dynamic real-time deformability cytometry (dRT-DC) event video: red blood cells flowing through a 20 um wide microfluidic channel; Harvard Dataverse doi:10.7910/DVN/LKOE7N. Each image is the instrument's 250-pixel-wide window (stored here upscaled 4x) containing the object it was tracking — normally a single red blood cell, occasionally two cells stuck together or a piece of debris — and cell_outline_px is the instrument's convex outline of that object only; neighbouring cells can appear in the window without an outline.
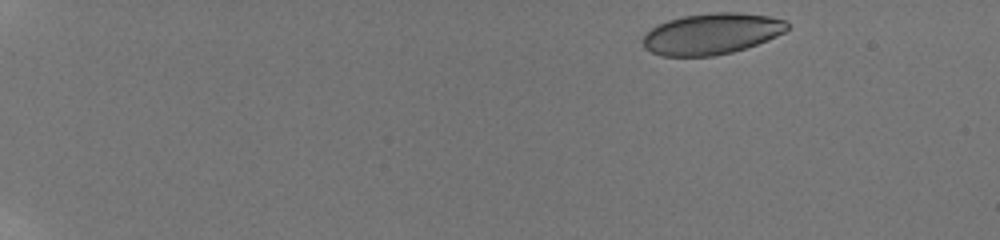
{"species": "human", "species_latin": "Homo sapiens", "temperature_condition": "room temperature", "stored_images_in_passage": 49, "camera_frame_rate_fps": 3000, "um_per_image_px": 0.085, "donor": {"sex": "male"}, "frame": {"image": 1, "passage_image": 1, "time_ms": 0.0, "image_size_px": [1000, 240], "cell_outline_px": [[788, 28], [784, 32], [768, 40], [732, 52], [712, 56], [664, 56], [652, 52], [644, 48], [640, 40], [652, 28], [668, 20], [684, 16], [716, 12], [740, 12], [768, 16], [784, 20], [788, 24]], "centroid_in_image_um": [60.48, 2.87], "position_along_channel_um": 24.5, "area_um2": 34.39}}
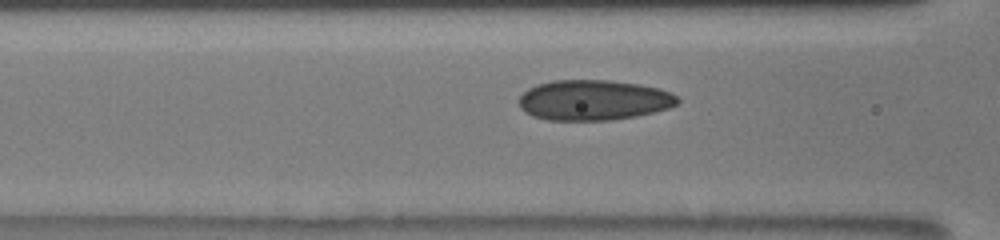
{"frame": {"image": 2, "passage_image": 20, "time_ms": 6.333, "image_size_px": [1000, 240], "cell_outline_px": [[680, 100], [676, 104], [668, 108], [636, 116], [612, 120], [548, 120], [532, 116], [524, 112], [520, 108], [520, 96], [528, 88], [536, 84], [552, 80], [608, 80], [640, 84], [660, 88], [672, 92]], "centroid_in_image_um": [50.45, 8.5], "position_along_channel_um": 116.2, "area_um2": 37.45}}
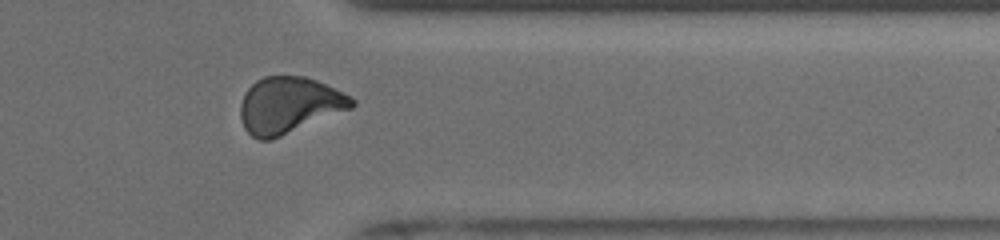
{"frame": {"image": 3, "passage_image": 41, "time_ms": 13.333, "image_size_px": [1000, 240], "cell_outline_px": [[356, 104], [352, 108], [272, 140], [260, 140], [252, 136], [244, 128], [240, 116], [240, 104], [244, 92], [256, 80], [264, 76], [304, 76], [316, 80], [352, 96], [356, 100]], "centroid_in_image_um": [24.57, 8.94], "position_along_channel_um": 386.8, "area_um2": 36.76}, "authors_computed_cell_mechanics": {"area_um2": 35.8938, "velocity_mm_per_s": 3.8866, "shape_relaxation_time_tau1_ms": 8.4089, "shape_relaxation_time_tau2_ms": 1.6219, "deformation_change_tau1": 0.156, "deformation_change_tau2": 0.0719}}